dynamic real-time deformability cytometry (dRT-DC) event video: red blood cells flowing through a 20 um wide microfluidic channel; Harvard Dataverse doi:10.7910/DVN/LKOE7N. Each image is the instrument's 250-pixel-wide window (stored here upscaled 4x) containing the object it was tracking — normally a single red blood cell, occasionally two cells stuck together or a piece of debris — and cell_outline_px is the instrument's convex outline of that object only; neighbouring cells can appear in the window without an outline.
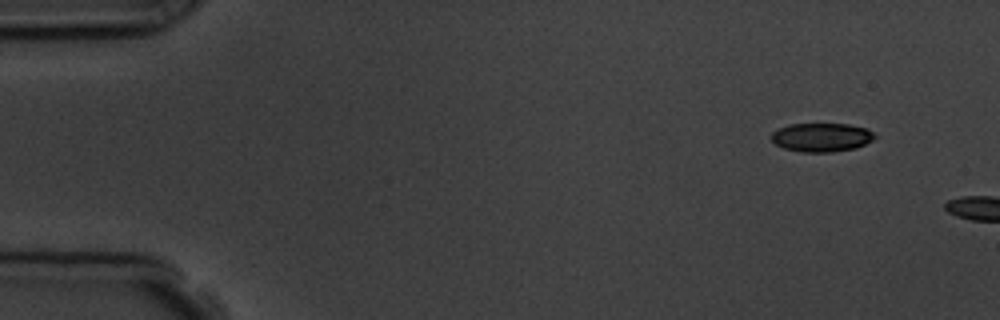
{"species": "common noctule bat (a hibernating species)", "species_latin": "Nyctalus noctula", "temperature_condition": "room temperature", "stored_images_in_passage": 2, "camera_frame_rate_fps": 3000, "um_per_image_px": 0.085, "animal": {"sex": "male", "body_mass_g": 19.5, "forearm_length_mm": 54.6}, "frame": {"image": 1, "passage_image": 1, "time_ms": 0.0, "image_size_px": [1000, 320], "cell_outline_px": [[876, 136], [872, 140], [856, 148], [832, 152], [804, 152], [784, 148], [776, 144], [772, 140], [772, 132], [788, 124], [848, 124], [868, 128]], "centroid_in_image_um": [69.85, 11.67], "position_along_channel_um": 15.2, "area_um2": 17.22}}